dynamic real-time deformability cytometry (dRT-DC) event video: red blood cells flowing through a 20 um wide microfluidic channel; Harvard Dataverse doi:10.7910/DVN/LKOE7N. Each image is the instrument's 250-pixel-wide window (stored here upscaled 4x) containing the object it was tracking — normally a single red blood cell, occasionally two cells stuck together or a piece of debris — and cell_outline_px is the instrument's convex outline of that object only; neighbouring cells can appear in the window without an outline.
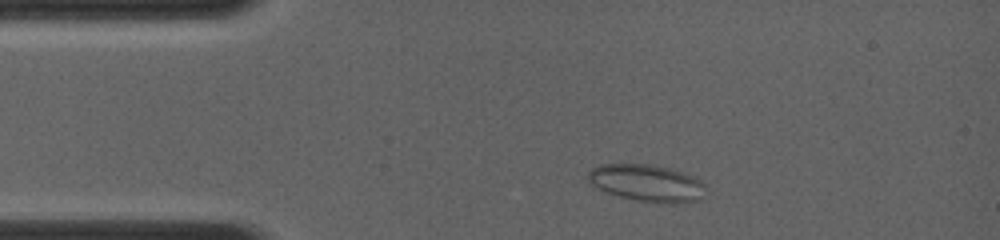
{"species": "common noctule bat (a hibernating species)", "species_latin": "Nyctalus noctula", "temperature_condition": "room temperature", "stored_images_in_passage": 50, "camera_frame_rate_fps": 4000, "um_per_image_px": 0.085, "animal": {"sex": "female", "body_mass_g": 19.0, "forearm_length_mm": 56.7}, "frame": {"image": 1, "passage_image": 4, "time_ms": 0.75, "image_size_px": [1000, 240], "cell_outline_px": [[704, 184], [700, 200], [672, 204], [668, 204], [636, 200], [620, 196], [608, 192], [592, 184], [588, 180], [588, 172], [592, 168], [600, 164], [656, 164], [692, 176], [700, 180]], "centroid_in_image_um": [54.97, 15.55], "position_along_channel_um": 30.0, "area_um2": 25.09}}
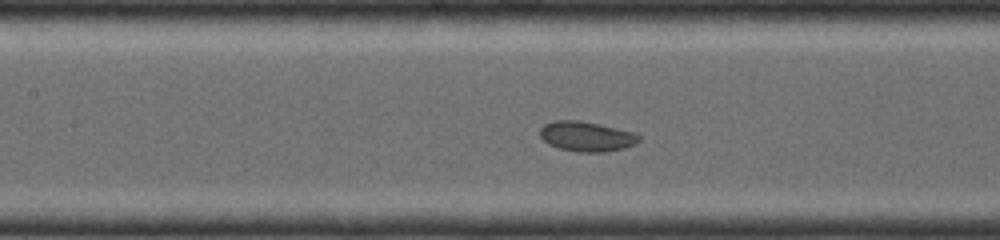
{"frame": {"image": 2, "passage_image": 20, "time_ms": 4.5, "image_size_px": [1000, 240], "cell_outline_px": [[640, 140], [624, 148], [604, 152], [580, 152], [560, 148], [548, 144], [540, 136], [540, 128], [544, 124], [556, 120], [580, 120], [636, 132], [640, 136]], "centroid_in_image_um": [49.85, 11.58], "position_along_channel_um": 157.5, "area_um2": 17.22}}
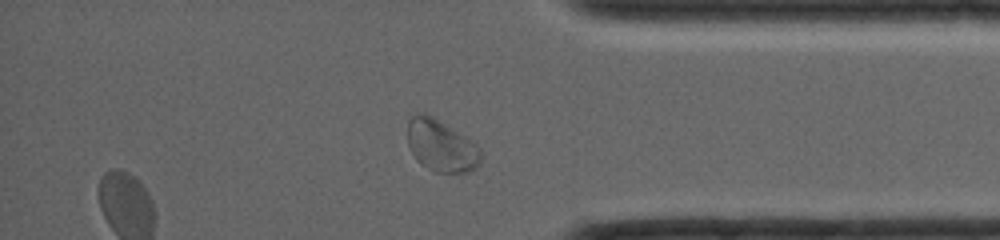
{"frame": {"image": 3, "passage_image": 44, "time_ms": 10.0, "image_size_px": [1000, 240], "cell_outline_px": [[480, 164], [476, 168], [468, 172], [436, 172], [420, 164], [416, 160], [408, 144], [408, 120], [412, 116], [424, 112], [432, 116], [464, 136], [480, 148]], "centroid_in_image_um": [37.48, 12.4], "position_along_channel_um": 397.7, "area_um2": 21.85}}